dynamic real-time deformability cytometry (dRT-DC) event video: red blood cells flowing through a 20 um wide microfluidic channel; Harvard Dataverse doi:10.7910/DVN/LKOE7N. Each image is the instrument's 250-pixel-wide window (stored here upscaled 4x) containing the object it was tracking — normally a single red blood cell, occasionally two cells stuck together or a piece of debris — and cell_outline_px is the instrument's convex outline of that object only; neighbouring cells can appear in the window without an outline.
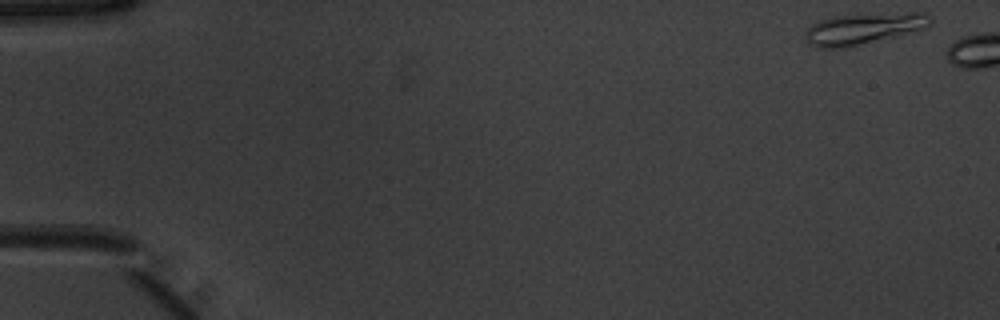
{"species": "common noctule bat (a hibernating species)", "species_latin": "Nyctalus noctula", "temperature_condition": "warm", "stored_images_in_passage": 5, "camera_frame_rate_fps": 3000, "um_per_image_px": 0.085, "animal": {"sex": "male", "body_mass_g": 20.1, "forearm_length_mm": 53.5}, "frame": {"image": 1, "passage_image": 1, "time_ms": 0.0, "image_size_px": [1000, 320], "cell_outline_px": [[932, 24], [924, 28], [844, 48], [816, 48], [808, 44], [804, 40], [804, 32], [812, 24], [820, 20], [832, 16], [916, 12], [924, 12], [932, 16]], "centroid_in_image_um": [73.34, 2.43], "position_along_channel_um": 11.7, "area_um2": 22.6}}